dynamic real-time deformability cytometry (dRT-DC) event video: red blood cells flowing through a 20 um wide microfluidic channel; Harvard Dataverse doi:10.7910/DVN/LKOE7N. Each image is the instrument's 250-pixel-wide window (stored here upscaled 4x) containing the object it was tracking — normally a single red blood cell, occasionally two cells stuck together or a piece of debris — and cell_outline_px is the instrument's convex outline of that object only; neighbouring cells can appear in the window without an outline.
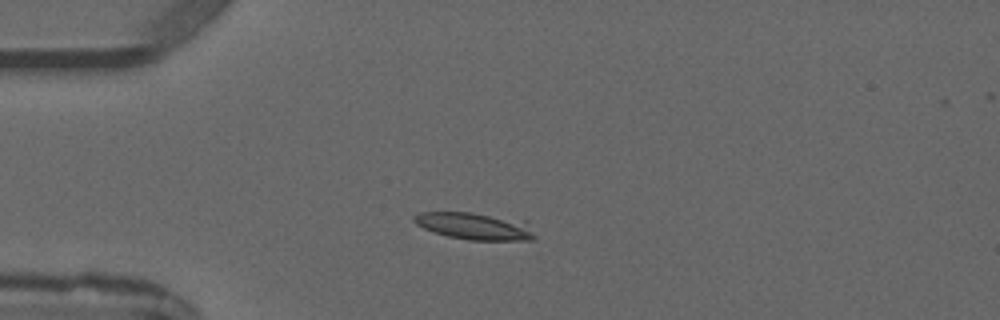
{"species": "common noctule bat (a hibernating species)", "species_latin": "Nyctalus noctula", "temperature_condition": "warm", "stored_images_in_passage": 2, "camera_frame_rate_fps": 3000, "um_per_image_px": 0.085, "animal": {"sex": "male", "forearm_length_mm": 52.5}, "frame": {"image": 1, "passage_image": 2, "time_ms": 1.333, "image_size_px": [1000, 320], "cell_outline_px": [[536, 236], [532, 240], [468, 240], [448, 236], [424, 228], [416, 224], [412, 220], [412, 216], [420, 212], [472, 212], [528, 220]], "centroid_in_image_um": [40.41, 19.2], "position_along_channel_um": 44.6, "area_um2": 19.36}}